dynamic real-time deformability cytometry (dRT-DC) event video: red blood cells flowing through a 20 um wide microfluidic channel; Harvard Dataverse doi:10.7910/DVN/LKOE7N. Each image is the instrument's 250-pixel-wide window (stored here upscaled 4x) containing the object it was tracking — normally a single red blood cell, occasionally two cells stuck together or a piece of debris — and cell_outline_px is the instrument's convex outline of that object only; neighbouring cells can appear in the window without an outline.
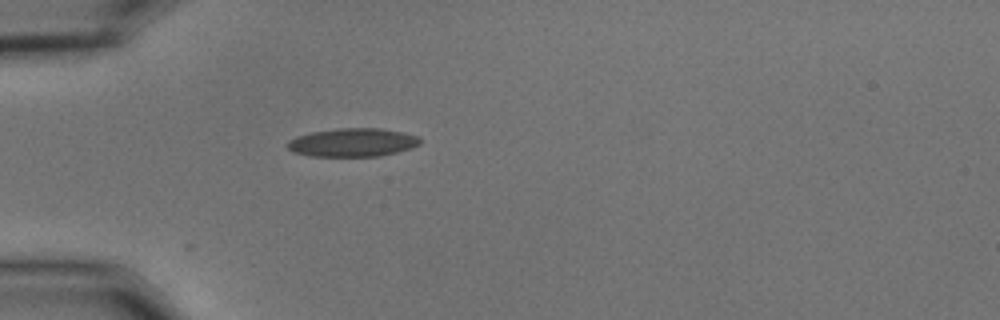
{"species": "common noctule bat (a hibernating species)", "species_latin": "Nyctalus noctula", "temperature_condition": "cold", "stored_images_in_passage": 40, "camera_frame_rate_fps": 3000, "um_per_image_px": 0.085, "animal": {"sex": "male", "body_mass_g": 15.6}, "frame": {"image": 1, "passage_image": 1, "time_ms": 0.0, "image_size_px": [1000, 320], "cell_outline_px": [[420, 144], [412, 148], [380, 156], [308, 156], [292, 152], [288, 148], [288, 140], [296, 136], [312, 132], [340, 128], [380, 128], [404, 132], [420, 136]], "centroid_in_image_um": [29.99, 12.11], "position_along_channel_um": 55.0, "area_um2": 22.08}}
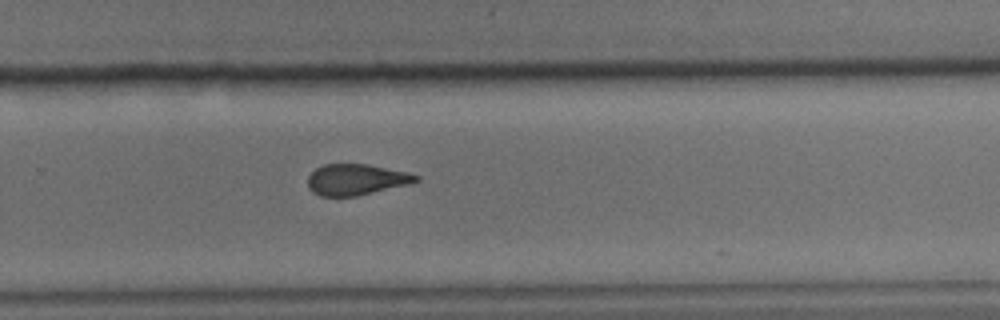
{"frame": {"image": 2, "passage_image": 22, "time_ms": 7.0, "image_size_px": [1000, 320], "cell_outline_px": [[420, 180], [408, 184], [356, 196], [320, 196], [312, 192], [308, 188], [308, 176], [316, 168], [324, 164], [364, 164], [408, 172], [420, 176]], "centroid_in_image_um": [30.25, 15.26], "position_along_channel_um": 299.5, "area_um2": 19.42}}
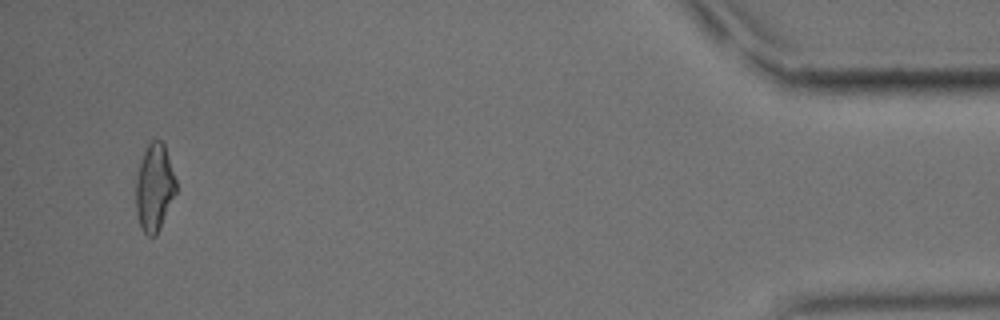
{"frame": {"image": 3, "passage_image": 38, "time_ms": 12.333, "image_size_px": [1000, 320], "cell_outline_px": [[176, 192], [160, 228], [156, 236], [148, 236], [144, 232], [140, 224], [136, 212], [136, 176], [140, 160], [148, 144], [152, 140], [160, 140], [164, 144], [176, 180]], "centroid_in_image_um": [13.11, 15.94], "position_along_channel_um": 422.1, "area_um2": 20.29}, "authors_computed_cell_mechanics": {"area_um2": 20.7791, "velocity_mm_per_s": 3.6192, "shape_relaxation_time_tau1_ms": 6.6434, "shape_relaxation_time_tau2_ms": 2.1629, "deformation_change_tau1": 0.1557, "deformation_change_tau2": 0.094}}